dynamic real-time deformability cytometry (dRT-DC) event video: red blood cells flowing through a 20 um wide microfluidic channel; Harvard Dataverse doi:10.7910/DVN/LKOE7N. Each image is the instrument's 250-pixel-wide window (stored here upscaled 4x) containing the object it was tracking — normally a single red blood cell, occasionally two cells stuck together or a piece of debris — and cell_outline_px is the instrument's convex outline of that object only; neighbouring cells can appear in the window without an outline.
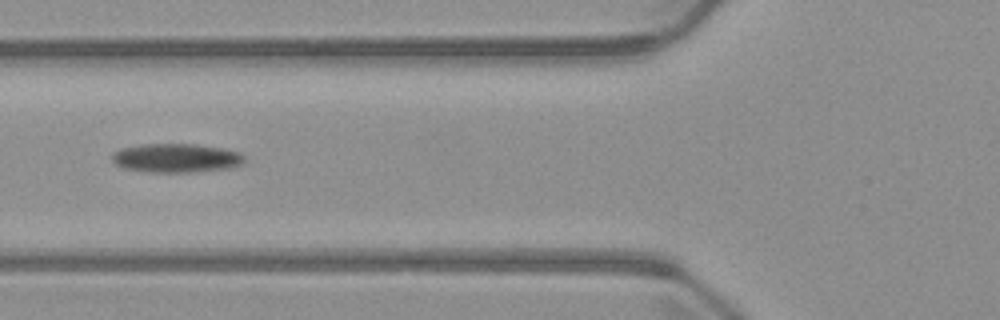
{"species": "common noctule bat (a hibernating species)", "species_latin": "Nyctalus noctula", "temperature_condition": "warm", "stored_images_in_passage": 5, "camera_frame_rate_fps": 3000, "um_per_image_px": 0.085, "animal": {"sex": "male", "body_mass_g": 23.1, "forearm_length_mm": 52.7}, "frame": {"image": 1, "passage_image": 5, "time_ms": 4.667, "image_size_px": [1000, 320], "cell_outline_px": [[244, 164], [232, 168], [196, 172], [148, 172], [124, 168], [116, 164], [112, 160], [112, 152], [120, 148], [144, 144], [196, 144], [220, 148], [240, 152], [244, 156]], "centroid_in_image_um": [14.99, 13.44], "position_along_channel_um": 110.8, "area_um2": 22.48}}